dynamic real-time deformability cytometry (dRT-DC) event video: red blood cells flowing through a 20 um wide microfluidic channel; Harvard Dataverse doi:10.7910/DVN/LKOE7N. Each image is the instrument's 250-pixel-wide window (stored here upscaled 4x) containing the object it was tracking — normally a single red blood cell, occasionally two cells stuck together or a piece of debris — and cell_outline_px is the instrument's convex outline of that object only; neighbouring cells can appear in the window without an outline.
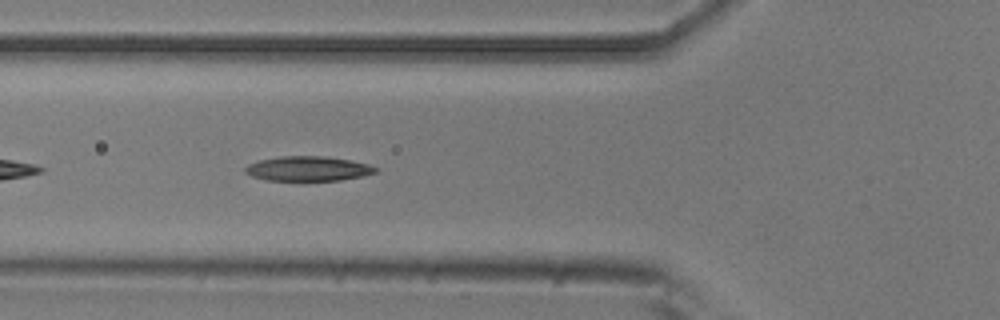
{"species": "common noctule bat (a hibernating species)", "species_latin": "Nyctalus noctula", "temperature_condition": "room temperature", "stored_images_in_passage": 35, "camera_frame_rate_fps": 3000, "um_per_image_px": 0.085, "animal": {"sex": "male", "body_mass_g": 20.5, "forearm_length_mm": 52.5}, "frame": {"image": 1, "passage_image": 7, "time_ms": 2.0, "image_size_px": [1000, 320], "cell_outline_px": [[380, 168], [376, 172], [360, 176], [340, 180], [264, 180], [252, 176], [244, 172], [244, 168], [248, 164], [260, 160], [280, 156], [324, 156], [348, 160], [368, 164]], "centroid_in_image_um": [26.15, 14.33], "position_along_channel_um": 99.6, "area_um2": 18.61}}
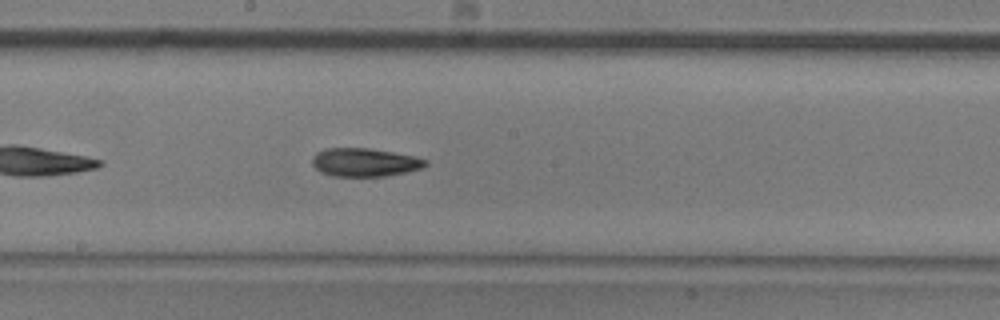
{"frame": {"image": 2, "passage_image": 16, "time_ms": 5.0, "image_size_px": [1000, 320], "cell_outline_px": [[428, 164], [424, 168], [384, 176], [332, 176], [320, 172], [312, 164], [312, 156], [316, 152], [324, 148], [368, 148], [416, 156], [428, 160]], "centroid_in_image_um": [30.99, 13.79], "position_along_channel_um": 217.2, "area_um2": 18.84}}
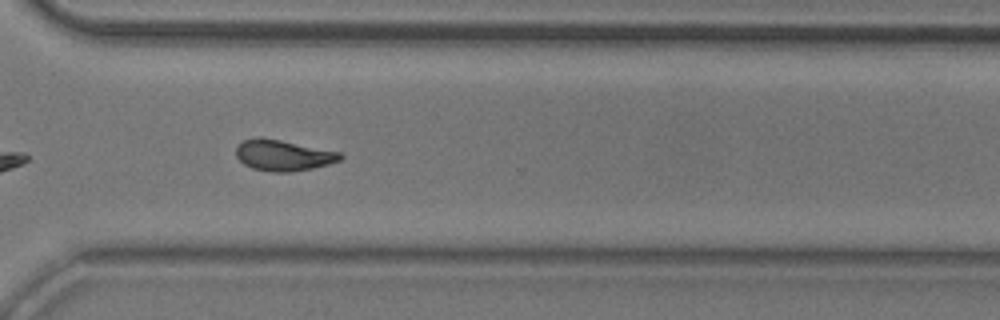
{"frame": {"image": 3, "passage_image": 26, "time_ms": 8.333, "image_size_px": [1000, 320], "cell_outline_px": [[344, 156], [340, 160], [328, 164], [312, 168], [288, 172], [272, 172], [252, 168], [244, 164], [236, 156], [236, 148], [244, 140], [256, 136], [280, 140], [344, 152]], "centroid_in_image_um": [24.1, 13.19], "position_along_channel_um": 346.5, "area_um2": 18.84}}